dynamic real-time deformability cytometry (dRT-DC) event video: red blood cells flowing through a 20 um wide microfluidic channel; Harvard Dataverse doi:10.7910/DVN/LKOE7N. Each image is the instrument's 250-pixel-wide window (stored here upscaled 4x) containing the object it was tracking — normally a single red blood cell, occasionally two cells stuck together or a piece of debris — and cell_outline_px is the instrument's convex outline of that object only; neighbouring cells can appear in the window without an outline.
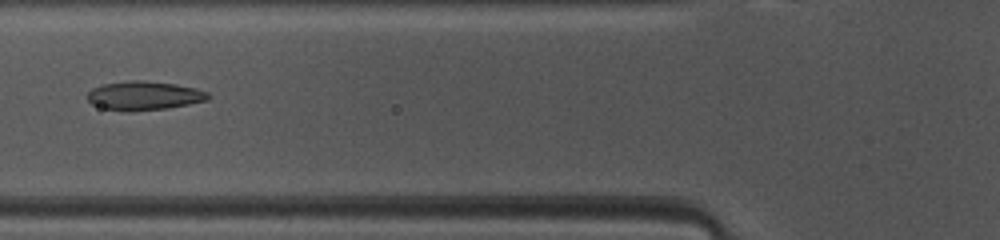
{"species": "common noctule bat (a hibernating species)", "species_latin": "Nyctalus noctula", "temperature_condition": "warm", "stored_images_in_passage": 46, "camera_frame_rate_fps": 3000, "um_per_image_px": 0.085, "animal": {"sex": "female", "body_mass_g": 10.0, "forearm_length_mm": 53.1}, "frame": {"image": 1, "passage_image": 16, "time_ms": 5.0, "image_size_px": [1000, 240], "cell_outline_px": [[212, 96], [208, 100], [168, 108], [132, 112], [128, 112], [100, 108], [92, 104], [88, 100], [88, 92], [92, 88], [104, 84], [132, 80], [144, 80], [176, 84], [196, 88], [208, 92]], "centroid_in_image_um": [12.26, 8.14], "position_along_channel_um": 113.5, "area_um2": 20.58}}
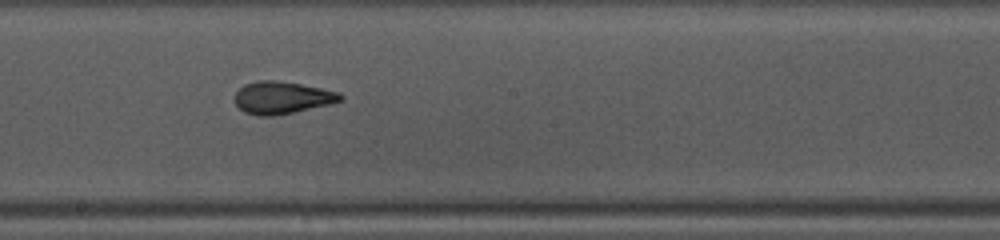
{"frame": {"image": 2, "passage_image": 24, "time_ms": 7.667, "image_size_px": [1000, 240], "cell_outline_px": [[344, 100], [328, 104], [292, 112], [272, 116], [260, 116], [244, 112], [236, 104], [236, 92], [244, 84], [256, 80], [276, 80], [300, 84], [340, 92], [344, 96]], "centroid_in_image_um": [23.97, 8.29], "position_along_channel_um": 224.2, "area_um2": 19.71}}
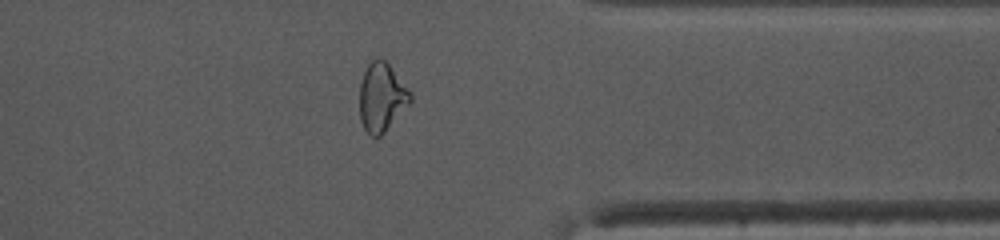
{"frame": {"image": 3, "passage_image": 36, "time_ms": 11.667, "image_size_px": [1000, 240], "cell_outline_px": [[412, 100], [384, 132], [380, 136], [372, 136], [364, 128], [360, 120], [360, 84], [364, 72], [368, 64], [376, 56], [380, 56], [388, 64], [412, 92]], "centroid_in_image_um": [32.44, 8.23], "position_along_channel_um": 379.0, "area_um2": 20.11}, "authors_computed_cell_mechanics": {"area_um2": 20.519, "velocity_mm_per_s": 4.1349, "shape_relaxation_time_tau1_ms": 6.546, "shape_relaxation_time_tau2_ms": 1.4887, "deformation_change_tau1": 0.2001, "deformation_change_tau2": 0.0908}}